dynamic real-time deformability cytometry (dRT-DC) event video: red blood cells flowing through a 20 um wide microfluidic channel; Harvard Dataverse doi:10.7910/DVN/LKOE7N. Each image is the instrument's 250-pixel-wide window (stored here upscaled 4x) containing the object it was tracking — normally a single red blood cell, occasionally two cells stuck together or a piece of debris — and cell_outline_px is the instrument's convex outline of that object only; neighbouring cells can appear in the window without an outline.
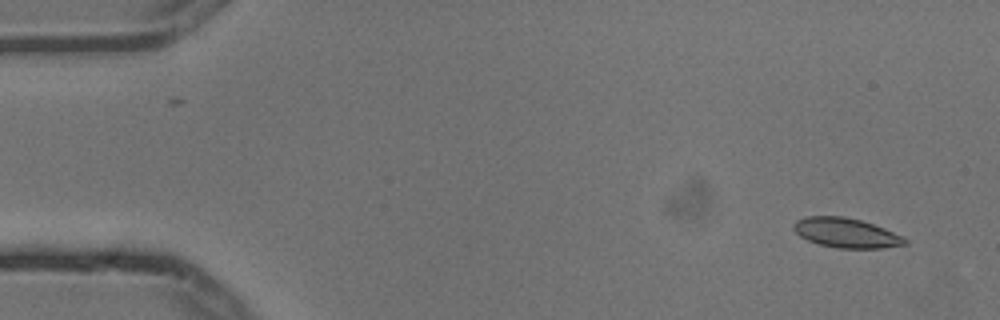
{"species": "common noctule bat (a hibernating species)", "species_latin": "Nyctalus noctula", "temperature_condition": "cold", "stored_images_in_passage": 2, "camera_frame_rate_fps": 3000, "um_per_image_px": 0.085, "animal": {"sex": "male", "body_mass_g": 13.3}, "frame": {"image": 1, "passage_image": 2, "time_ms": 0.333, "image_size_px": [1000, 320], "cell_outline_px": [[908, 244], [884, 248], [836, 248], [820, 244], [808, 240], [800, 236], [792, 228], [792, 224], [796, 220], [804, 216], [844, 216], [860, 220], [884, 228], [904, 236], [908, 240]], "centroid_in_image_um": [71.93, 19.79], "position_along_channel_um": 13.1, "area_um2": 19.36}}